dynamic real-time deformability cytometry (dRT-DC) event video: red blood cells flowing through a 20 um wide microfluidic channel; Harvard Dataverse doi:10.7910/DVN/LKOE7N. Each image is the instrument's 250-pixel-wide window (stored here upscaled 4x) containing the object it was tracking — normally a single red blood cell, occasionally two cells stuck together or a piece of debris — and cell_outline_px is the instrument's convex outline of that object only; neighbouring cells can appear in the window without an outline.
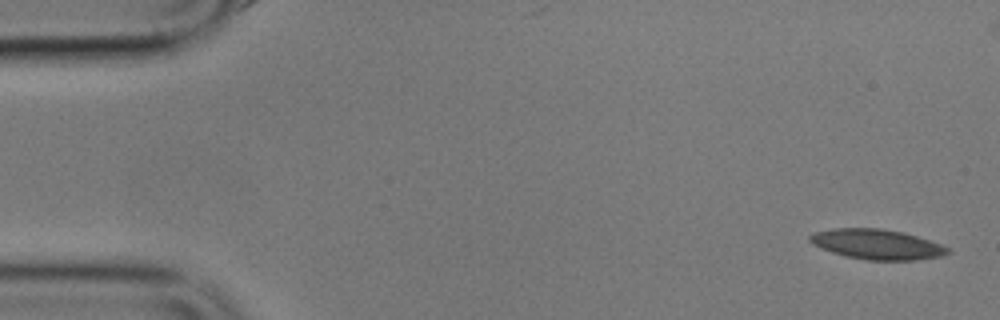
{"species": "common noctule bat (a hibernating species)", "species_latin": "Nyctalus noctula", "temperature_condition": "cold", "stored_images_in_passage": 6, "segment_of_instrument_passage": [1, 2], "camera_frame_rate_fps": 3000, "um_per_image_px": 0.085, "animal": {"sex": "male", "body_mass_g": 17.9}, "frame": {"image": 1, "passage_image": 1, "time_ms": 0.0, "image_size_px": [1000, 320], "cell_outline_px": [[952, 252], [944, 256], [916, 260], [868, 260], [848, 256], [832, 252], [820, 248], [812, 244], [808, 240], [808, 236], [816, 232], [832, 228], [880, 228], [904, 232], [940, 244], [948, 248]], "centroid_in_image_um": [74.54, 20.76], "position_along_channel_um": 10.5, "area_um2": 24.16}}
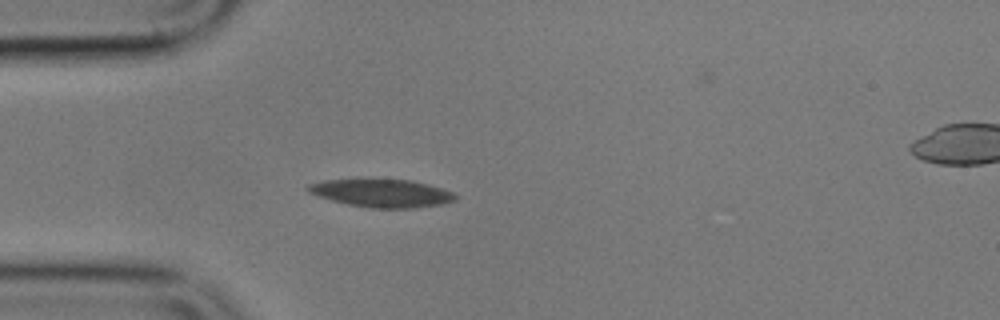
{"frame": {"image": 2, "passage_image": 5, "time_ms": 4.667, "image_size_px": [1000, 320], "cell_outline_px": [[460, 196], [456, 200], [440, 204], [416, 208], [372, 208], [348, 204], [332, 200], [308, 192], [304, 188], [308, 184], [324, 180], [412, 180], [428, 184], [452, 192]], "centroid_in_image_um": [32.47, 16.42], "position_along_channel_um": 52.5, "area_um2": 23.76}}